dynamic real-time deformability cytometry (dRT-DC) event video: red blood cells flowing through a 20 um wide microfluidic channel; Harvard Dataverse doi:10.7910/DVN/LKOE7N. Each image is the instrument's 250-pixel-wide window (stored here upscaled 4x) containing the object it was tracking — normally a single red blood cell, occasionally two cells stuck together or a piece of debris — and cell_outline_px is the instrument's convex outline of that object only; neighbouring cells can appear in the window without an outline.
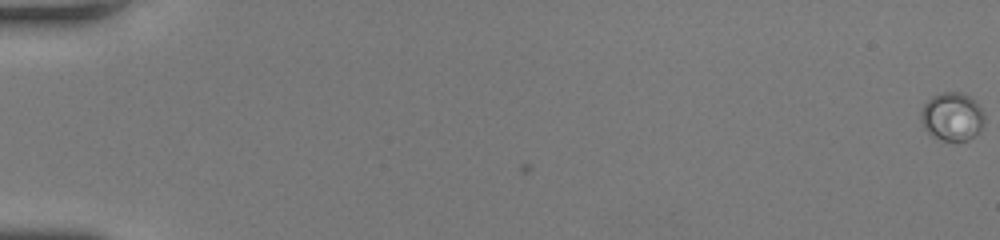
{"species": "human", "species_latin": "Homo sapiens", "temperature_condition": "room temperature", "stored_images_in_passage": 59, "camera_frame_rate_fps": 3000, "um_per_image_px": 0.085, "donor": {"sex": "female"}, "frame": {"image": 1, "passage_image": 1, "time_ms": 0.0, "image_size_px": [1000, 240], "cell_outline_px": [[984, 124], [972, 136], [964, 140], [940, 140], [932, 136], [924, 128], [920, 120], [920, 112], [924, 104], [932, 96], [944, 92], [960, 92], [968, 96], [984, 112]], "centroid_in_image_um": [80.88, 9.9], "position_along_channel_um": 4.1, "area_um2": 17.57}}